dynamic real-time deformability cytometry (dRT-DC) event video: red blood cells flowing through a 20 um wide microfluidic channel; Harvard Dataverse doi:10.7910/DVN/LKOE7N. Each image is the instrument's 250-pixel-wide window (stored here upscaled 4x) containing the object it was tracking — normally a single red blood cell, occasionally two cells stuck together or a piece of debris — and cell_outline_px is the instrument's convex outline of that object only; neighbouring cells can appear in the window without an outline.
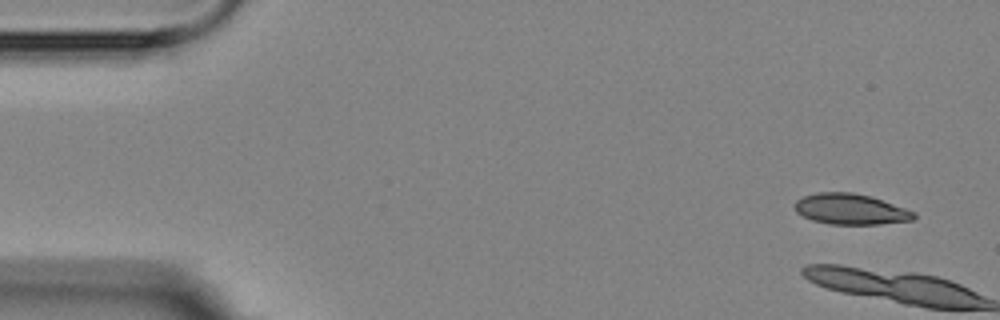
{"species": "Egyptian fruit bat (a non-hibernating species)", "species_latin": "Rousettus aegyptiacus", "temperature_condition": "room temperature", "stored_images_in_passage": 6, "camera_frame_rate_fps": 3000, "um_per_image_px": 0.085, "animal": {"sex": "female"}, "frame": {"image": 1, "passage_image": 1, "time_ms": 0.0, "image_size_px": [1000, 320], "cell_outline_px": [[916, 216], [912, 220], [880, 224], [828, 224], [812, 220], [796, 212], [796, 200], [804, 196], [816, 192], [852, 192], [872, 196], [916, 212]], "centroid_in_image_um": [72.32, 17.77], "position_along_channel_um": 12.7, "area_um2": 21.33}}
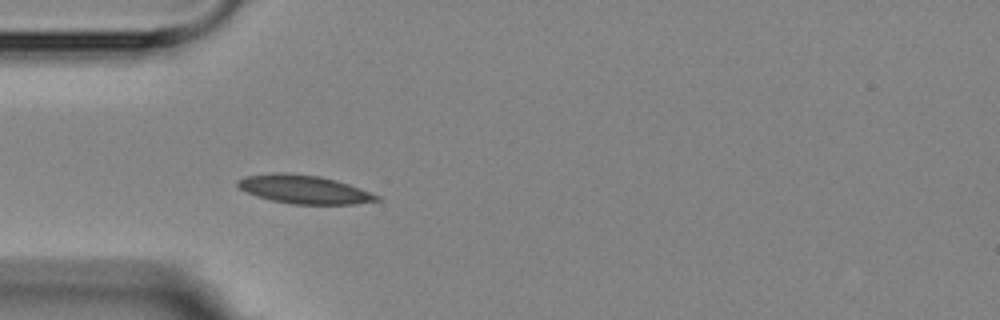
{"frame": {"image": 2, "passage_image": 6, "time_ms": 5.667, "image_size_px": [1000, 320], "cell_outline_px": [[380, 200], [356, 204], [292, 204], [272, 200], [256, 196], [240, 188], [236, 184], [236, 180], [244, 176], [276, 172], [284, 172], [320, 176], [336, 180], [348, 184], [380, 196]], "centroid_in_image_um": [25.82, 16.09], "position_along_channel_um": 59.2, "area_um2": 23.0}}